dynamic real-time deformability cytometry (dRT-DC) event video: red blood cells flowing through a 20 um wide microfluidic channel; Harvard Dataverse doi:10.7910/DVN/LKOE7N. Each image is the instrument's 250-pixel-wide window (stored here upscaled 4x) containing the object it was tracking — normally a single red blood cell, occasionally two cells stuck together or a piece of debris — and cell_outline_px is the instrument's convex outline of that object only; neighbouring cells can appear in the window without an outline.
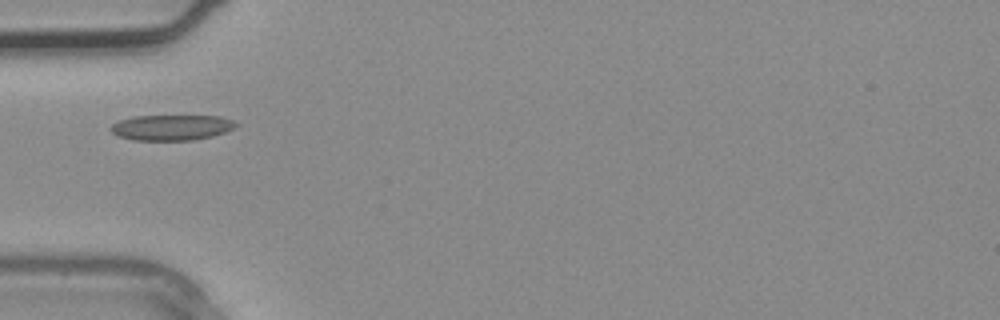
{"species": "common noctule bat (a hibernating species)", "species_latin": "Nyctalus noctula", "temperature_condition": "warm", "stored_images_in_passage": 3, "camera_frame_rate_fps": 3000, "um_per_image_px": 0.085, "animal": {"sex": "male", "body_mass_g": 20.4}, "frame": {"image": 1, "passage_image": 3, "time_ms": 0.667, "image_size_px": [1000, 320], "cell_outline_px": [[240, 124], [224, 132], [212, 136], [192, 140], [132, 140], [116, 136], [108, 128], [112, 124], [120, 120], [132, 116], [220, 116], [232, 120]], "centroid_in_image_um": [14.53, 10.84], "position_along_channel_um": 70.5, "area_um2": 18.67}}